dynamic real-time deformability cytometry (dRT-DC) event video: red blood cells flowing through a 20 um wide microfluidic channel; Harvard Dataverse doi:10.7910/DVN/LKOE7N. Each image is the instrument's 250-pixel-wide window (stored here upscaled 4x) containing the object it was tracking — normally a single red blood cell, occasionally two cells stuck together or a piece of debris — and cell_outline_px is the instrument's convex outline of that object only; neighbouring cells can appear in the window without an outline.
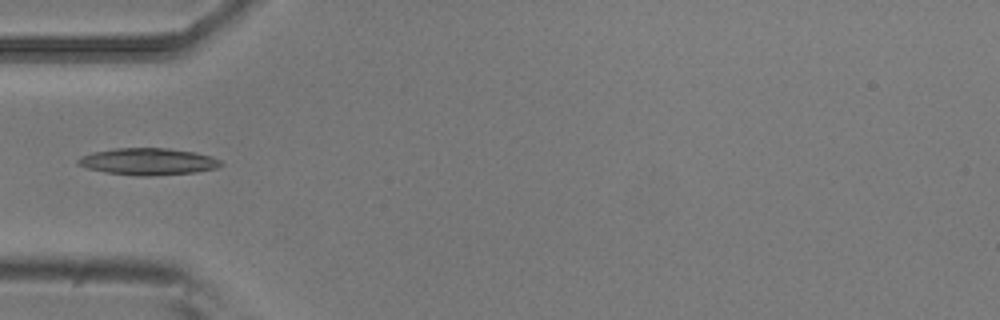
{"species": "common noctule bat (a hibernating species)", "species_latin": "Nyctalus noctula", "temperature_condition": "room temperature", "stored_images_in_passage": 6, "camera_frame_rate_fps": 3000, "um_per_image_px": 0.085, "animal": {"sex": "male", "body_mass_g": 20.5, "forearm_length_mm": 52.5}, "frame": {"image": 1, "passage_image": 5, "time_ms": 1.333, "image_size_px": [1000, 320], "cell_outline_px": [[224, 164], [216, 168], [196, 172], [148, 176], [136, 176], [104, 172], [88, 168], [76, 164], [76, 160], [92, 152], [116, 148], [168, 148], [196, 152], [212, 156], [220, 160]], "centroid_in_image_um": [12.61, 13.73], "position_along_channel_um": 72.4, "area_um2": 22.43}}
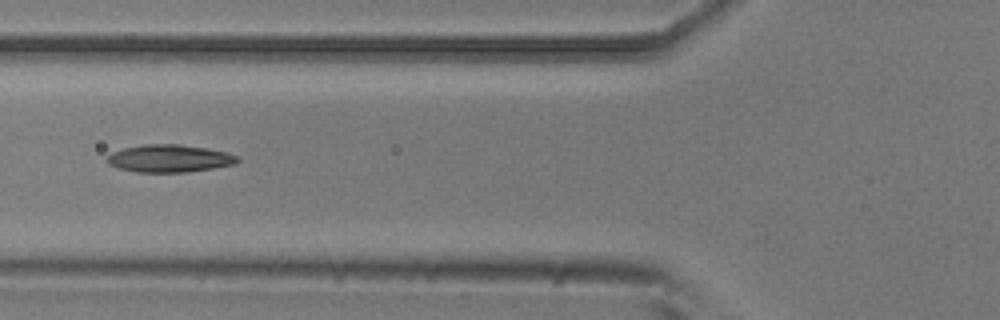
{"frame": {"image": 2, "passage_image": 6, "time_ms": 1.667, "image_size_px": [1000, 320], "cell_outline_px": [[240, 160], [236, 164], [188, 172], [136, 172], [120, 168], [108, 164], [104, 160], [112, 152], [124, 148], [144, 144], [180, 144], [208, 148], [224, 152], [236, 156]], "centroid_in_image_um": [14.38, 13.46], "position_along_channel_um": 111.4, "area_um2": 20.92}}